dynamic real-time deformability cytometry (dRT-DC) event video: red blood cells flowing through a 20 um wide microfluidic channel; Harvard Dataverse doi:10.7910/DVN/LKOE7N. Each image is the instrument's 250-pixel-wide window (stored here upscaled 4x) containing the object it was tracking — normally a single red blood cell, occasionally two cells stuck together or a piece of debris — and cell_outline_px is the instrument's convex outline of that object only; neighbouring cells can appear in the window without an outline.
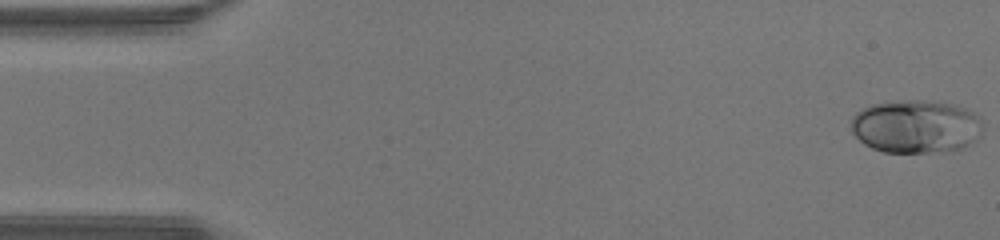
{"species": "human", "species_latin": "Homo sapiens", "temperature_condition": "warm", "stored_images_in_passage": 11, "segment_of_instrument_passage": [1, 2], "camera_frame_rate_fps": 3000, "um_per_image_px": 0.085, "donor": {"sex": "male"}, "frame": {"image": 1, "passage_image": 1, "time_ms": 0.0, "image_size_px": [1000, 240], "cell_outline_px": [[984, 124], [980, 136], [976, 140], [952, 152], [884, 152], [872, 148], [864, 144], [852, 132], [852, 116], [856, 112], [872, 104], [900, 100], [924, 100], [952, 104], [964, 108], [980, 116], [984, 120]], "centroid_in_image_um": [77.89, 10.75], "position_along_channel_um": 7.1, "area_um2": 41.21}}